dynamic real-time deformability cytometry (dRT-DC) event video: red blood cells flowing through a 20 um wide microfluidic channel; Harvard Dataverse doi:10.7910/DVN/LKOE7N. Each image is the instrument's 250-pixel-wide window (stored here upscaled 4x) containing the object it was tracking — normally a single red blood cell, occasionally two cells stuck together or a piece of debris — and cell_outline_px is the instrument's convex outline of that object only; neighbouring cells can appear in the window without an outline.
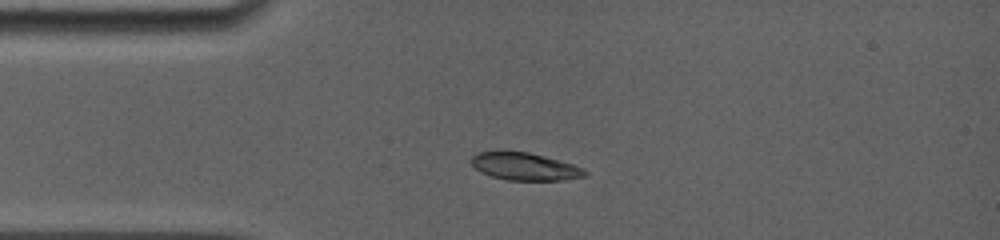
{"species": "common noctule bat (a hibernating species)", "species_latin": "Nyctalus noctula", "temperature_condition": "room temperature", "stored_images_in_passage": 43, "camera_frame_rate_fps": 5000, "um_per_image_px": 0.085, "animal": {"sex": "female", "body_mass_g": 19.0, "forearm_length_mm": 56.7}, "frame": {"image": 1, "passage_image": 1, "time_ms": 0.0, "image_size_px": [1000, 240], "cell_outline_px": [[588, 176], [564, 180], [508, 180], [492, 176], [480, 172], [472, 164], [472, 156], [476, 152], [528, 152], [544, 156], [572, 164], [584, 168], [588, 172]], "centroid_in_image_um": [44.65, 14.17], "position_along_channel_um": 40.3, "area_um2": 18.03}}
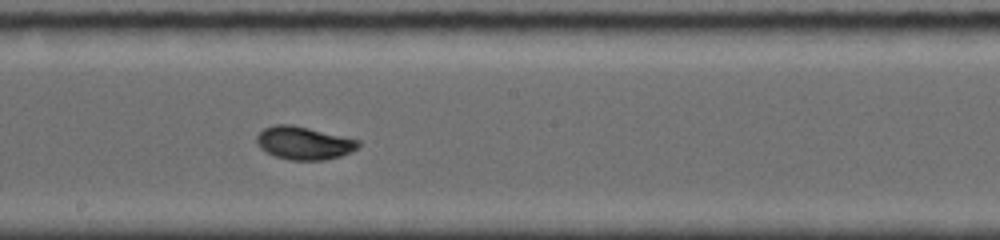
{"frame": {"image": 2, "passage_image": 19, "time_ms": 5.2, "image_size_px": [1000, 240], "cell_outline_px": [[360, 144], [356, 148], [340, 156], [324, 160], [288, 160], [276, 156], [260, 148], [256, 140], [256, 136], [264, 128], [276, 124], [292, 124], [360, 140]], "centroid_in_image_um": [25.81, 12.15], "position_along_channel_um": 222.4, "area_um2": 19.36}}
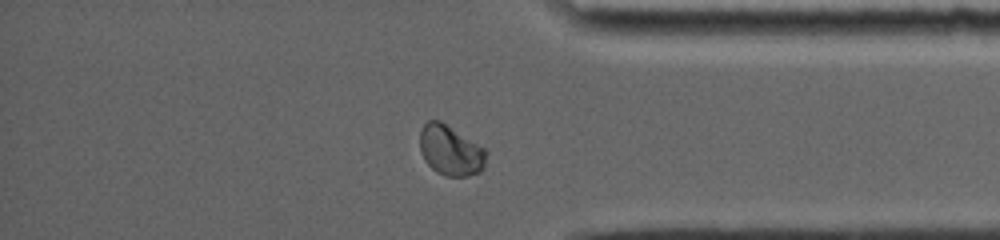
{"frame": {"image": 3, "passage_image": 36, "time_ms": 9.8, "image_size_px": [1000, 240], "cell_outline_px": [[484, 168], [480, 172], [468, 176], [444, 176], [436, 172], [424, 160], [420, 148], [420, 132], [424, 124], [428, 120], [440, 120], [484, 148]], "centroid_in_image_um": [38.26, 12.79], "position_along_channel_um": 396.9, "area_um2": 19.19}, "authors_computed_cell_mechanics": {"area_um2": 19.1896, "velocity_mm_per_s": 3.8563, "shape_relaxation_time_tau1_ms": 3.1618, "shape_relaxation_time_tau2_ms": null, "deformation_change_tau1": 0.1469, "deformation_change_tau2": null}}